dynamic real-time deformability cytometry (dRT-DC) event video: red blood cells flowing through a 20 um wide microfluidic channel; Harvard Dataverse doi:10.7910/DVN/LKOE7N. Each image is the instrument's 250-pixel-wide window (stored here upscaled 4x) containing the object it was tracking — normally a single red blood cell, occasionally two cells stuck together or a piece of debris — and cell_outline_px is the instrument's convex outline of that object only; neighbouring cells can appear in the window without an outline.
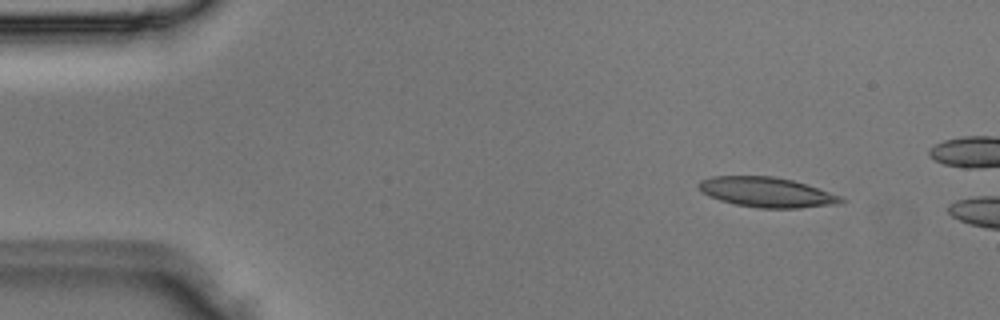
{"species": "Egyptian fruit bat (a non-hibernating species)", "species_latin": "Rousettus aegyptiacus", "temperature_condition": "room temperature", "stored_images_in_passage": 3, "camera_frame_rate_fps": 3000, "um_per_image_px": 0.085, "animal": {"sex": "male"}, "frame": {"image": 1, "passage_image": 3, "time_ms": 0.667, "image_size_px": [1000, 320], "cell_outline_px": [[848, 200], [840, 204], [800, 208], [760, 208], [736, 204], [720, 200], [708, 196], [700, 192], [696, 184], [700, 180], [712, 176], [772, 176], [792, 180], [840, 196]], "centroid_in_image_um": [65.13, 16.34], "position_along_channel_um": 19.9, "area_um2": 24.85}}